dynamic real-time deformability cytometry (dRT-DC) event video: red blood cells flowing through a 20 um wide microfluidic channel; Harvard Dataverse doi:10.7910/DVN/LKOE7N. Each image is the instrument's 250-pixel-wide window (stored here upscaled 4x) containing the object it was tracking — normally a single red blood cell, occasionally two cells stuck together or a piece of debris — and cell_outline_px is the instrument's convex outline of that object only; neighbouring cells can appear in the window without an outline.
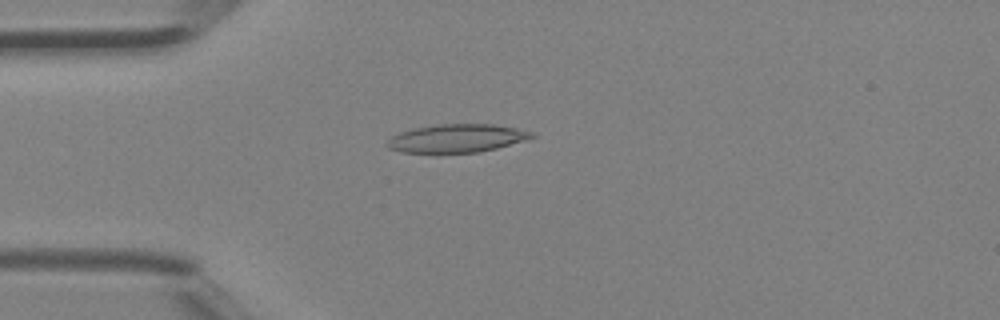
{"species": "Egyptian fruit bat (a non-hibernating species)", "species_latin": "Rousettus aegyptiacus", "temperature_condition": "room temperature", "stored_images_in_passage": 40, "camera_frame_rate_fps": 3000, "um_per_image_px": 0.085, "animal": {"sex": "female"}, "frame": {"image": 1, "passage_image": 7, "time_ms": 2.0, "image_size_px": [1000, 320], "cell_outline_px": [[536, 136], [524, 140], [496, 148], [480, 152], [436, 156], [400, 152], [388, 148], [384, 144], [392, 136], [400, 132], [412, 128], [436, 124], [492, 124], [516, 128], [536, 132]], "centroid_in_image_um": [38.74, 11.8], "position_along_channel_um": 46.3, "area_um2": 24.91}}
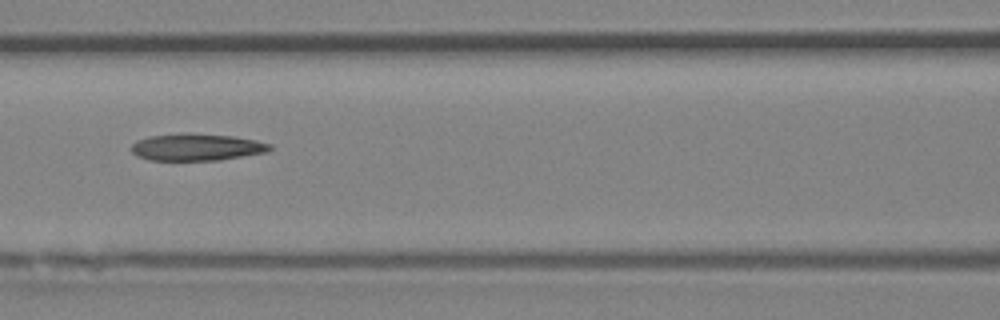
{"frame": {"image": 2, "passage_image": 15, "time_ms": 4.667, "image_size_px": [1000, 320], "cell_outline_px": [[272, 148], [268, 152], [220, 160], [148, 160], [136, 156], [132, 152], [132, 144], [136, 140], [148, 136], [184, 132], [232, 136], [256, 140], [272, 144]], "centroid_in_image_um": [16.71, 12.5], "position_along_channel_um": 149.9, "area_um2": 22.08}}
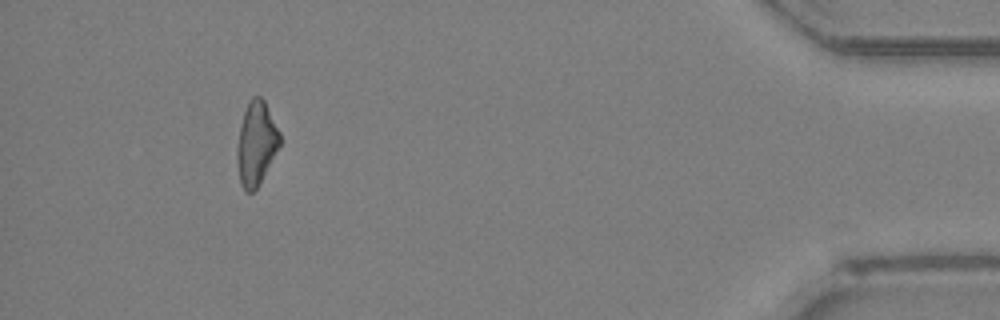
{"frame": {"image": 3, "passage_image": 37, "time_ms": 12.0, "image_size_px": [1000, 320], "cell_outline_px": [[280, 144], [256, 188], [252, 192], [244, 192], [240, 184], [236, 160], [236, 148], [240, 128], [244, 112], [248, 100], [252, 96], [260, 96], [264, 100], [280, 132]], "centroid_in_image_um": [21.75, 12.18], "position_along_channel_um": 413.5, "area_um2": 20.63}}